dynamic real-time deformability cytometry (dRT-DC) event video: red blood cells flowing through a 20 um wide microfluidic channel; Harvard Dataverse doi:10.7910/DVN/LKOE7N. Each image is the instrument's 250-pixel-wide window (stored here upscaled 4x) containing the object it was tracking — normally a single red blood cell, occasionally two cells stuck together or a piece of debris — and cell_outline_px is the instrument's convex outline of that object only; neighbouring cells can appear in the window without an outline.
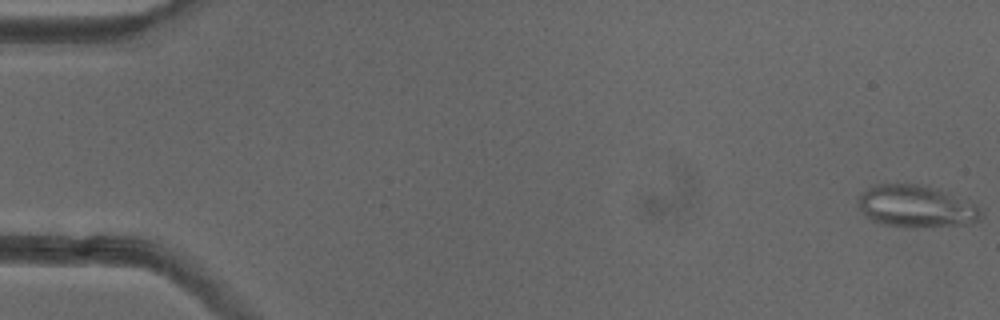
{"species": "common noctule bat (a hibernating species)", "species_latin": "Nyctalus noctula", "temperature_condition": "cold", "stored_images_in_passage": 52, "camera_frame_rate_fps": 3000, "um_per_image_px": 0.085, "animal": {"sex": "female"}, "frame": {"image": 1, "passage_image": 1, "time_ms": 0.0, "image_size_px": [1000, 320], "cell_outline_px": [[984, 212], [980, 220], [968, 224], [924, 228], [904, 228], [876, 224], [864, 216], [856, 208], [856, 204], [860, 192], [876, 184], [916, 184], [948, 192], [976, 204]], "centroid_in_image_um": [77.82, 17.58], "position_along_channel_um": 7.2, "area_um2": 31.15}}
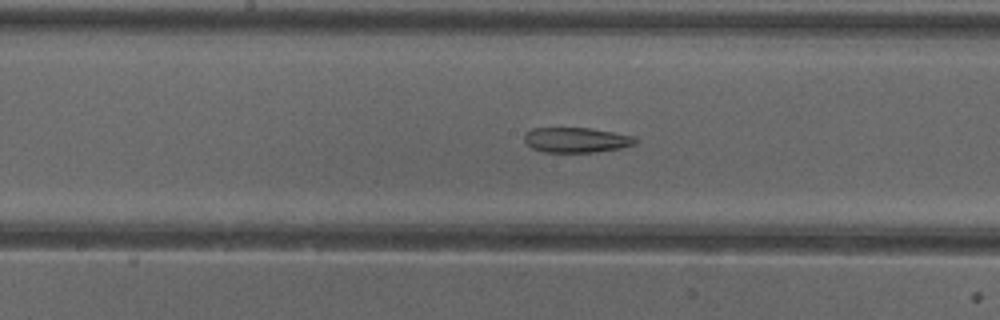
{"frame": {"image": 2, "passage_image": 27, "time_ms": 8.667, "image_size_px": [1000, 320], "cell_outline_px": [[640, 140], [636, 144], [620, 148], [596, 152], [544, 152], [532, 148], [524, 140], [524, 136], [532, 128], [588, 128], [636, 136]], "centroid_in_image_um": [49.04, 11.9], "position_along_channel_um": 199.2, "area_um2": 16.24}}
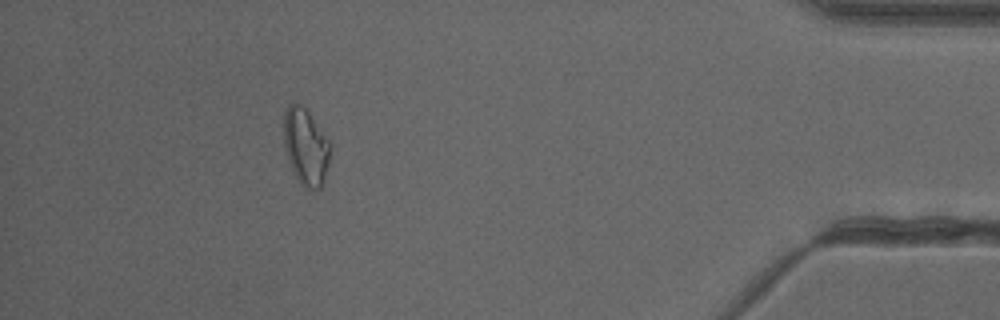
{"frame": {"image": 3, "passage_image": 47, "time_ms": 15.333, "image_size_px": [1000, 320], "cell_outline_px": [[332, 144], [328, 164], [324, 180], [320, 188], [308, 188], [300, 184], [292, 172], [284, 148], [284, 108], [288, 104], [300, 104], [308, 112]], "centroid_in_image_um": [25.98, 12.47], "position_along_channel_um": 409.2, "area_um2": 20.81}, "authors_computed_cell_mechanics": {"area_um2": 20.2878, "velocity_mm_per_s": 3.9789, "shape_relaxation_time_tau1_ms": null, "shape_relaxation_time_tau2_ms": 6.0095, "deformation_change_tau1": null, "deformation_change_tau2": 0.1556}}